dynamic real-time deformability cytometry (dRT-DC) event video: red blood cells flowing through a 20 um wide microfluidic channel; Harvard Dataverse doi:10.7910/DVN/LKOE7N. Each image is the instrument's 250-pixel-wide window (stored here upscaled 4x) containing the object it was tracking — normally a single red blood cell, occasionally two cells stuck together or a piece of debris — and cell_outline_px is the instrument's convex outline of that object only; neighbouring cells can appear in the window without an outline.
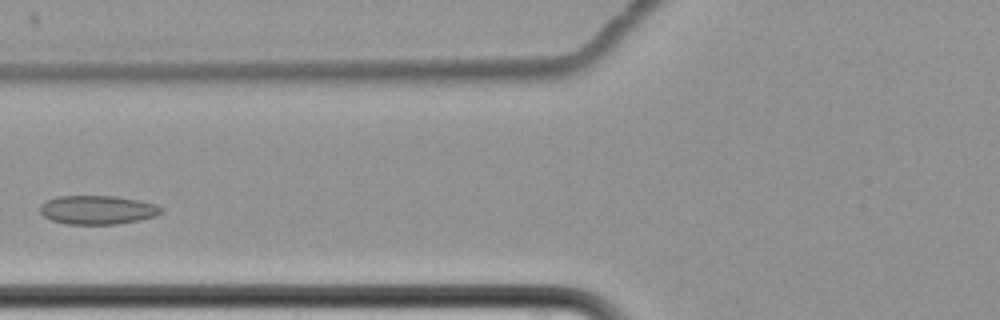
{"species": "common noctule bat (a hibernating species)", "species_latin": "Nyctalus noctula", "temperature_condition": "cold", "stored_images_in_passage": 8, "camera_frame_rate_fps": 3000, "um_per_image_px": 0.085, "animal": {"sex": "female", "body_mass_g": 22.7, "forearm_length_mm": 54.2}, "frame": {"image": 1, "passage_image": 5, "time_ms": 5.0, "image_size_px": [1000, 320], "cell_outline_px": [[164, 212], [156, 216], [140, 220], [116, 224], [64, 224], [52, 220], [44, 216], [40, 212], [40, 204], [56, 196], [116, 196], [156, 204], [164, 208]], "centroid_in_image_um": [8.31, 17.84], "position_along_channel_um": 117.5, "area_um2": 20.46}}
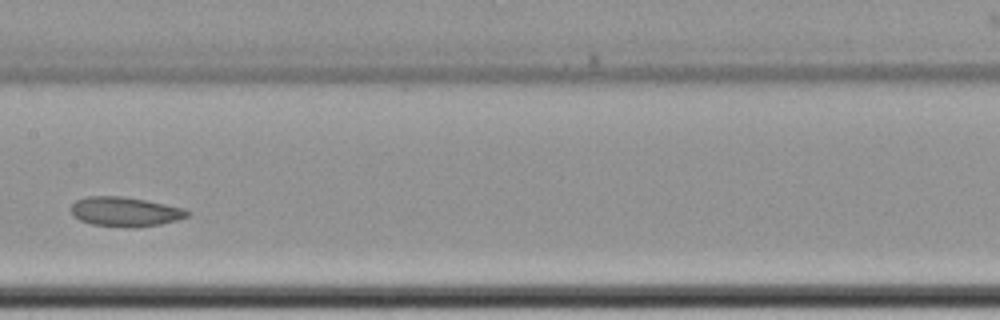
{"frame": {"image": 2, "passage_image": 7, "time_ms": 7.333, "image_size_px": [1000, 320], "cell_outline_px": [[188, 216], [176, 220], [160, 224], [92, 224], [80, 220], [68, 208], [76, 200], [88, 196], [120, 196], [144, 200], [184, 208], [188, 212]], "centroid_in_image_um": [10.58, 17.93], "position_along_channel_um": 196.8, "area_um2": 18.79}}
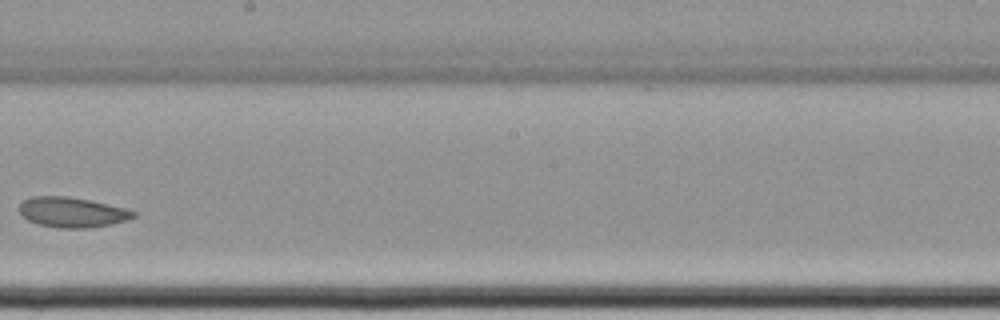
{"frame": {"image": 3, "passage_image": 8, "time_ms": 8.667, "image_size_px": [1000, 320], "cell_outline_px": [[136, 216], [112, 224], [88, 228], [60, 228], [40, 224], [28, 220], [20, 212], [20, 200], [32, 196], [68, 196], [128, 208], [136, 212]], "centroid_in_image_um": [6.13, 18.03], "position_along_channel_um": 242.1, "area_um2": 20.0}}